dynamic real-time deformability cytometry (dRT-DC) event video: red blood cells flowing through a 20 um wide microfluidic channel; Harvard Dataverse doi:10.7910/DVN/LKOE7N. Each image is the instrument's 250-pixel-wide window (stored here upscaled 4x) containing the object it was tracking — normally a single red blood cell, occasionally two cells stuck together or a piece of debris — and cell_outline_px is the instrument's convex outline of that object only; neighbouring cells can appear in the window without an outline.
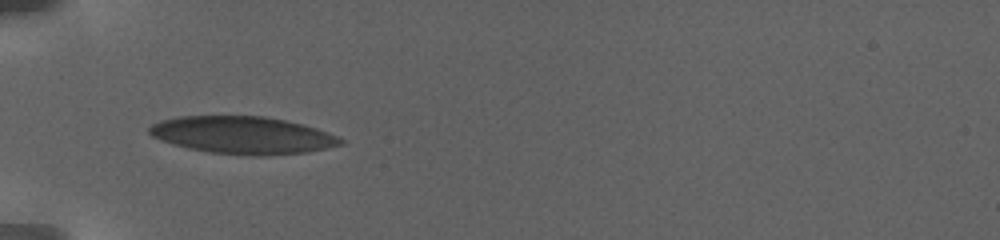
{"species": "human", "species_latin": "Homo sapiens", "temperature_condition": "warm", "stored_images_in_passage": 46, "camera_frame_rate_fps": 3000, "um_per_image_px": 0.085, "donor": {"sex": "female"}, "frame": {"image": 1, "passage_image": 1, "time_ms": 0.0, "image_size_px": [1000, 240], "cell_outline_px": [[344, 144], [328, 148], [308, 152], [264, 156], [252, 156], [208, 152], [188, 148], [172, 144], [160, 140], [152, 136], [148, 132], [148, 128], [152, 124], [160, 120], [180, 116], [264, 116], [304, 124], [328, 132], [344, 140]], "centroid_in_image_um": [20.63, 11.49], "position_along_channel_um": 64.4, "area_um2": 41.96}}
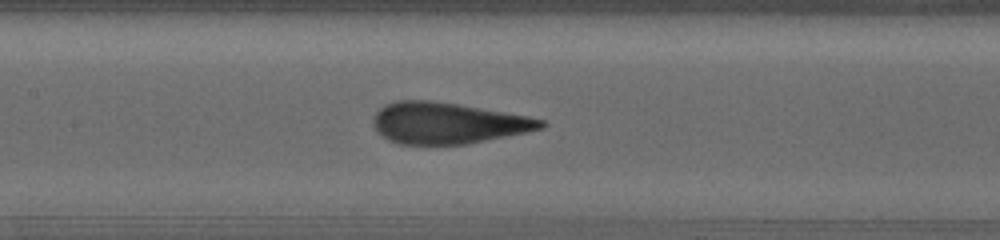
{"frame": {"image": 2, "passage_image": 12, "time_ms": 4.0, "image_size_px": [1000, 240], "cell_outline_px": [[548, 124], [540, 128], [524, 132], [468, 144], [396, 144], [380, 136], [376, 132], [372, 124], [372, 116], [384, 104], [396, 100], [432, 100], [528, 116], [544, 120]], "centroid_in_image_um": [37.95, 10.46], "position_along_channel_um": 169.4, "area_um2": 40.34}}
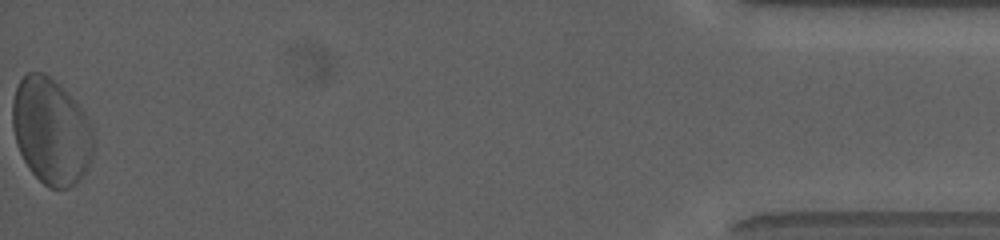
{"frame": {"image": 3, "passage_image": 46, "time_ms": 16.333, "image_size_px": [1000, 240], "cell_outline_px": [[96, 144], [92, 160], [88, 168], [80, 180], [68, 188], [48, 188], [28, 168], [16, 144], [12, 128], [12, 100], [16, 88], [20, 80], [28, 72], [44, 72], [60, 84], [80, 108], [88, 120], [96, 136]], "centroid_in_image_um": [4.37, 11.17], "position_along_channel_um": 430.8, "area_um2": 50.75}, "authors_computed_cell_mechanics": {"area_um2": 41.0091, "velocity_mm_per_s": 2.7987, "shape_relaxation_time_tau1_ms": 5.3688, "shape_relaxation_time_tau2_ms": 1.0166, "deformation_change_tau1": 0.1635, "deformation_change_tau2": 0.091}}